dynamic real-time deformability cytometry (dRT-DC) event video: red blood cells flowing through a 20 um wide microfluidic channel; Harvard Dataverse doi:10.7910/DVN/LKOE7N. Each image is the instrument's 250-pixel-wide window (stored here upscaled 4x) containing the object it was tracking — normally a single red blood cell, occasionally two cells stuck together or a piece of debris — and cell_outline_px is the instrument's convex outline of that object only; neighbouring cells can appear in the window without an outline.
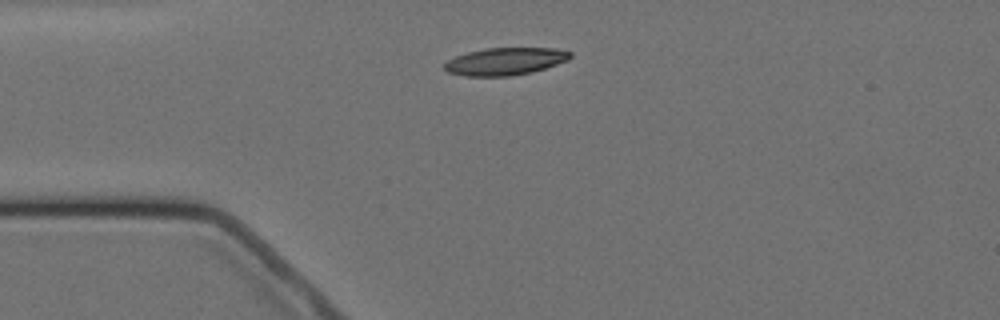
{"species": "Egyptian fruit bat (a non-hibernating species)", "species_latin": "Rousettus aegyptiacus", "temperature_condition": "cold", "stored_images_in_passage": 4, "camera_frame_rate_fps": 3000, "um_per_image_px": 0.085, "animal": {"sex": "female"}, "frame": {"image": 1, "passage_image": 4, "time_ms": 3.667, "image_size_px": [1000, 320], "cell_outline_px": [[572, 56], [568, 60], [532, 72], [512, 76], [464, 76], [448, 72], [444, 68], [444, 64], [448, 60], [456, 56], [468, 52], [484, 48], [556, 48], [572, 52]], "centroid_in_image_um": [42.94, 5.21], "position_along_channel_um": 42.1, "area_um2": 20.11}}